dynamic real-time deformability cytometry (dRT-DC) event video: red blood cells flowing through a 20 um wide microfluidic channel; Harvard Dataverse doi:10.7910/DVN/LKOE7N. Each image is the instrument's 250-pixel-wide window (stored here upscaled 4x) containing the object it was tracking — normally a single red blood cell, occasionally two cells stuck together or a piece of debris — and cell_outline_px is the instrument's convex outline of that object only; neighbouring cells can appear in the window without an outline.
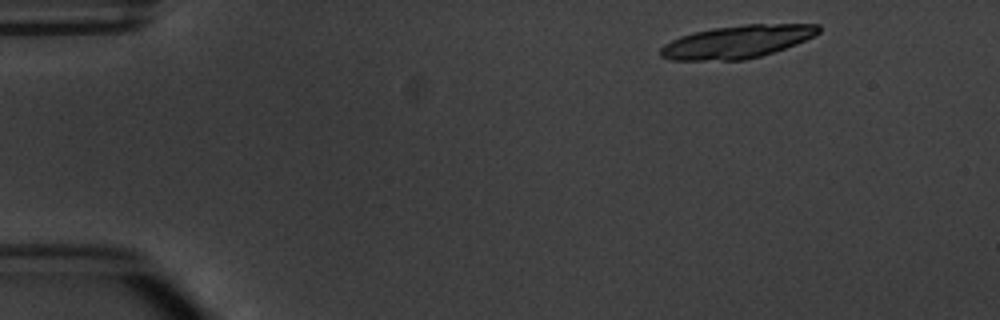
{"species": "common noctule bat (a hibernating species)", "species_latin": "Nyctalus noctula", "temperature_condition": "warm", "stored_images_in_passage": 6, "camera_frame_rate_fps": 3000, "um_per_image_px": 0.085, "animal": {"sex": "male", "body_mass_g": 20.1, "forearm_length_mm": 53.5}, "frame": {"image": 1, "passage_image": 1, "time_ms": 0.0, "image_size_px": [1000, 320], "cell_outline_px": [[820, 32], [816, 36], [796, 44], [760, 56], [744, 60], [672, 60], [660, 56], [660, 48], [664, 44], [680, 36], [712, 28], [744, 24], [820, 24]], "centroid_in_image_um": [62.68, 3.54], "position_along_channel_um": 22.3, "area_um2": 30.17}}
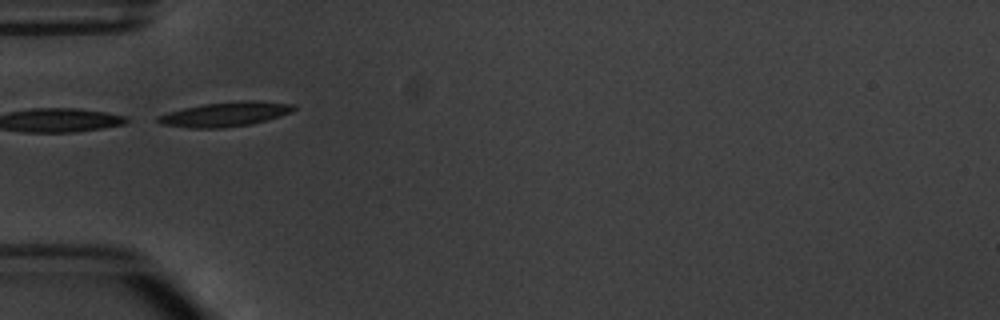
{"frame": {"image": 2, "passage_image": 4, "time_ms": 3.667, "image_size_px": [1000, 320], "cell_outline_px": [[296, 108], [292, 112], [268, 120], [252, 124], [224, 128], [192, 128], [164, 124], [156, 120], [156, 116], [168, 112], [184, 108], [204, 104], [240, 100], [252, 100], [296, 104]], "centroid_in_image_um": [19.2, 9.7], "position_along_channel_um": 65.8, "area_um2": 19.48}}
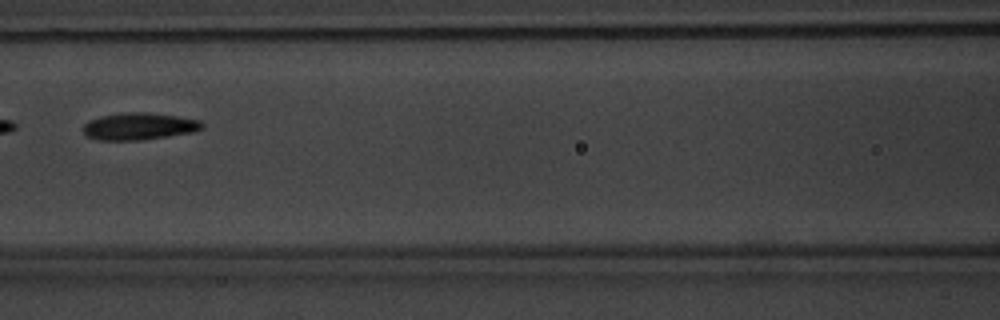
{"frame": {"image": 3, "passage_image": 6, "time_ms": 6.0, "image_size_px": [1000, 320], "cell_outline_px": [[204, 128], [192, 132], [168, 136], [140, 140], [100, 140], [84, 136], [80, 128], [88, 120], [100, 116], [124, 112], [148, 112], [176, 116], [200, 120], [204, 124]], "centroid_in_image_um": [11.76, 10.73], "position_along_channel_um": 154.8, "area_um2": 19.02}}